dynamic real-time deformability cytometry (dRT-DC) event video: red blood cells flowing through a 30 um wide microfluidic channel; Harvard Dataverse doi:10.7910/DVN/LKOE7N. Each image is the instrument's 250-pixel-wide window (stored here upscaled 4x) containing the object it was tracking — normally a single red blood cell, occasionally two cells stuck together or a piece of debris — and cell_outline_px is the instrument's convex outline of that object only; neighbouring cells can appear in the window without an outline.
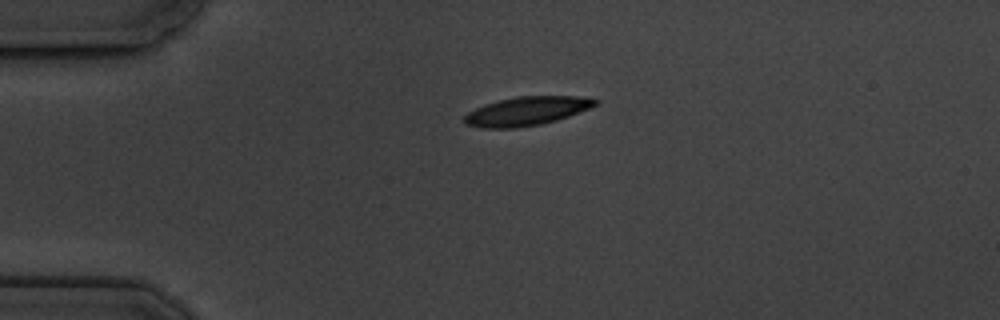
{"species": "common noctule bat (a hibernating species)", "species_latin": "Nyctalus noctula", "temperature_condition": "cold", "stored_images_in_passage": 2, "camera_frame_rate_fps": 3000, "um_per_image_px": 0.085, "animal": {"sex": "male", "body_mass_g": 19.5, "forearm_length_mm": 54.6}, "frame": {"image": 1, "passage_image": 1, "time_ms": 0.0, "image_size_px": [1000, 320], "cell_outline_px": [[600, 100], [596, 104], [588, 108], [568, 116], [556, 120], [540, 124], [516, 128], [484, 128], [464, 124], [464, 116], [468, 112], [484, 104], [516, 96], [576, 96]], "centroid_in_image_um": [44.72, 9.44], "position_along_channel_um": 40.3, "area_um2": 21.73}}